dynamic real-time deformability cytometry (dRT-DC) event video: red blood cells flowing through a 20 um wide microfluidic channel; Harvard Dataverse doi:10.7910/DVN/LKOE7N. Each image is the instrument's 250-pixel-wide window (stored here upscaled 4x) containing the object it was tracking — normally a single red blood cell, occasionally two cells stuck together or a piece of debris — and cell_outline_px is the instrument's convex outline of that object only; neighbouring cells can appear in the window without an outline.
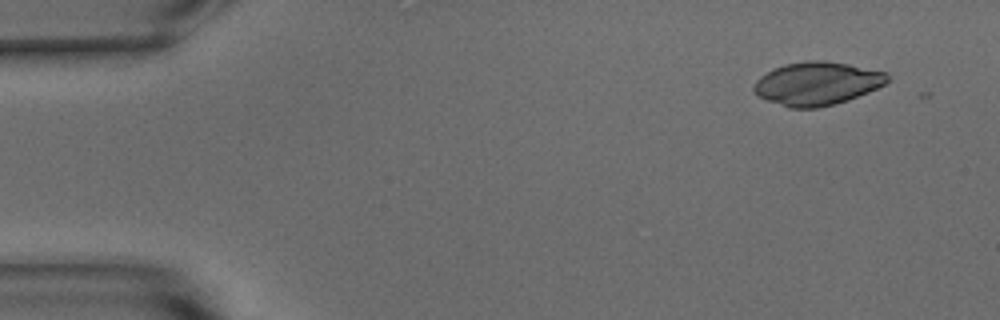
{"species": "common noctule bat (a hibernating species)", "species_latin": "Nyctalus noctula", "temperature_condition": "warm", "stored_images_in_passage": 2, "camera_frame_rate_fps": 3000, "um_per_image_px": 0.085, "animal": {"sex": "male", "body_mass_g": 15.6}, "frame": {"image": 1, "passage_image": 1, "time_ms": 0.0, "image_size_px": [1000, 320], "cell_outline_px": [[888, 80], [884, 84], [868, 92], [848, 100], [816, 108], [788, 108], [756, 96], [752, 92], [752, 88], [756, 80], [760, 76], [772, 68], [784, 64], [808, 60], [820, 60], [848, 64], [888, 72]], "centroid_in_image_um": [69.39, 7.1], "position_along_channel_um": 15.6, "area_um2": 33.81}}